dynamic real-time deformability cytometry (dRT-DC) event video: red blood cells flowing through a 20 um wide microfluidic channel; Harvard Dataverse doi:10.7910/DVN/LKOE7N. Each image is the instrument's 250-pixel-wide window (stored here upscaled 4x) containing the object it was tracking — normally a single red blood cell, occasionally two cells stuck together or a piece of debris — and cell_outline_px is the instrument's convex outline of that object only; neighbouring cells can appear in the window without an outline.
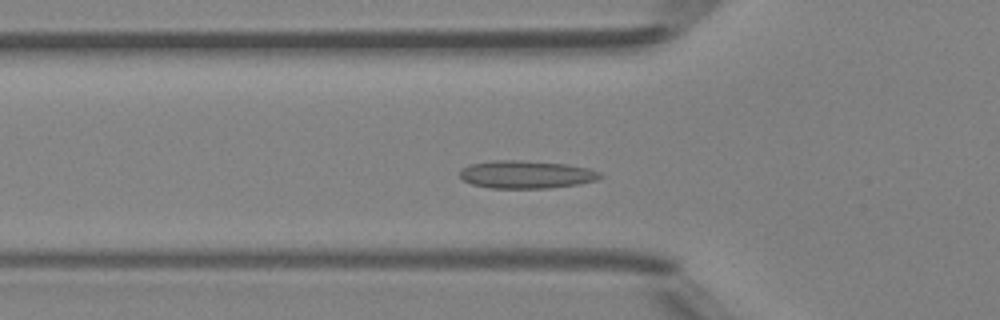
{"species": "Egyptian fruit bat (a non-hibernating species)", "species_latin": "Rousettus aegyptiacus", "temperature_condition": "room temperature", "stored_images_in_passage": 45, "camera_frame_rate_fps": 3000, "um_per_image_px": 0.085, "animal": {"sex": "female"}, "frame": {"image": 1, "passage_image": 13, "time_ms": 4.0, "image_size_px": [1000, 320], "cell_outline_px": [[604, 176], [596, 180], [580, 184], [548, 188], [492, 188], [472, 184], [464, 180], [460, 176], [460, 168], [472, 164], [492, 160], [520, 160], [564, 164], [588, 168], [600, 172]], "centroid_in_image_um": [44.74, 14.83], "position_along_channel_um": 81.1, "area_um2": 22.72}}
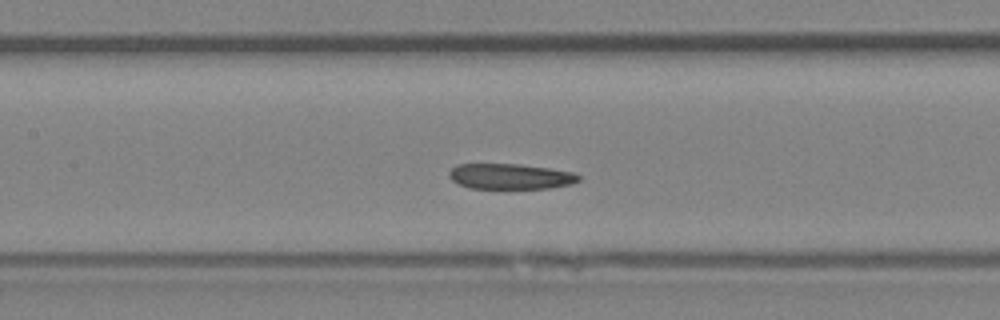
{"frame": {"image": 2, "passage_image": 19, "time_ms": 6.0, "image_size_px": [1000, 320], "cell_outline_px": [[580, 180], [572, 184], [548, 188], [472, 188], [460, 184], [452, 180], [448, 176], [448, 172], [456, 164], [520, 164], [576, 172], [580, 176]], "centroid_in_image_um": [43.4, 14.98], "position_along_channel_um": 164.0, "area_um2": 19.25}}
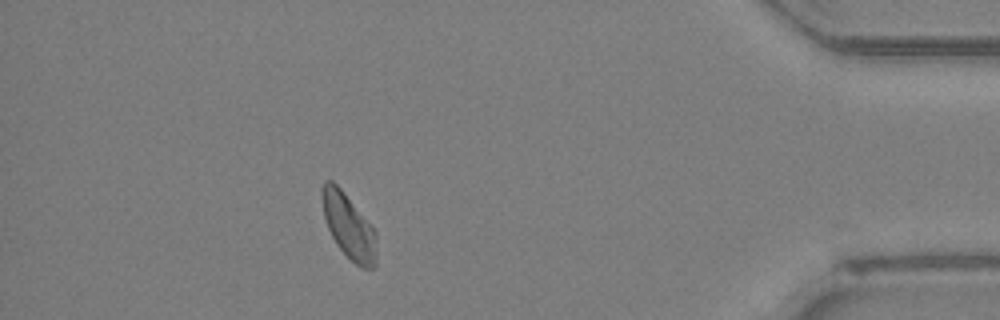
{"frame": {"image": 3, "passage_image": 40, "time_ms": 13.0, "image_size_px": [1000, 320], "cell_outline_px": [[376, 264], [372, 268], [360, 268], [336, 244], [328, 228], [324, 216], [320, 196], [320, 188], [324, 180], [332, 180], [344, 192], [372, 224], [376, 232]], "centroid_in_image_um": [29.63, 19.18], "position_along_channel_um": 405.6, "area_um2": 20.81}, "authors_computed_cell_mechanics": {"area_um2": 20.6924, "velocity_mm_per_s": 4.1551, "shape_relaxation_time_tau1_ms": null, "shape_relaxation_time_tau2_ms": 2.9425, "deformation_change_tau1": null, "deformation_change_tau2": 0.0641}}